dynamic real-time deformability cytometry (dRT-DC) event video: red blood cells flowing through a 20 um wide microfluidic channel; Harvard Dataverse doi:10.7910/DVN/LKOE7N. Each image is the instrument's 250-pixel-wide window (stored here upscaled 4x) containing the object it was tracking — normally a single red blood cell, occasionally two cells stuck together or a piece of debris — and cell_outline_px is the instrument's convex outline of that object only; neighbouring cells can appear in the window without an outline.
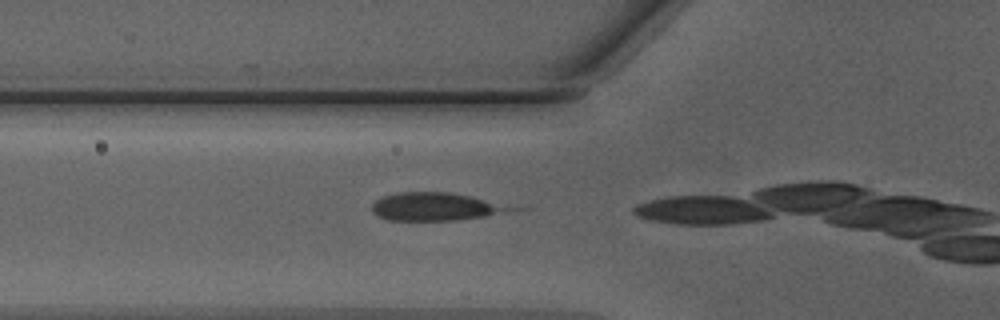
{"species": "Egyptian fruit bat (a non-hibernating species)", "species_latin": "Rousettus aegyptiacus", "temperature_condition": "warm", "stored_images_in_passage": 13, "camera_frame_rate_fps": 3000, "um_per_image_px": 0.085, "animal": {"sex": "male"}, "frame": {"image": 1, "passage_image": 11, "time_ms": 3.333, "image_size_px": [1000, 320], "cell_outline_px": [[528, 208], [484, 216], [456, 220], [388, 220], [376, 216], [372, 212], [372, 204], [376, 200], [384, 196], [396, 192], [448, 192], [472, 196]], "centroid_in_image_um": [37.11, 17.56], "position_along_channel_um": 88.7, "area_um2": 23.06}}